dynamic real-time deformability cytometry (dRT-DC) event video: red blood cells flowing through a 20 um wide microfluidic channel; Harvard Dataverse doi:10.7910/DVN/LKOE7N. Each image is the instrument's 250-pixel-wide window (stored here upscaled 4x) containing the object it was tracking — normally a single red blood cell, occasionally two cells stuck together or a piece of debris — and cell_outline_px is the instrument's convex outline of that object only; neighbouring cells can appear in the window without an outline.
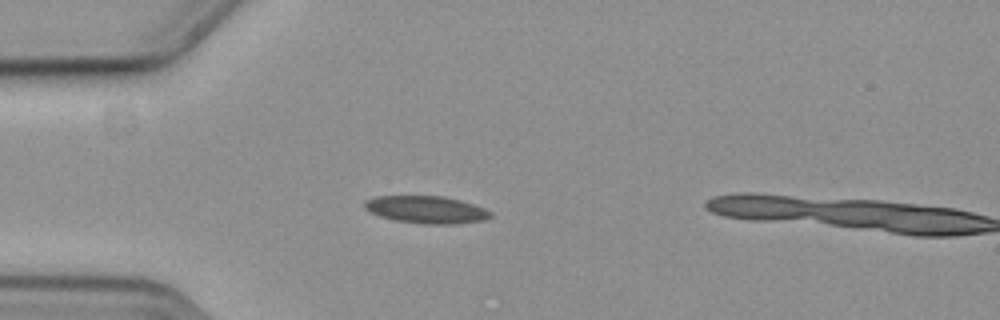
{"species": "common noctule bat (a hibernating species)", "species_latin": "Nyctalus noctula", "temperature_condition": "cold", "stored_images_in_passage": 11, "camera_frame_rate_fps": 3000, "um_per_image_px": 0.085, "animal": {"sex": "female", "body_mass_g": 19.3, "forearm_length_mm": 54.1}, "frame": {"image": 1, "passage_image": 10, "time_ms": 3.0, "image_size_px": [1000, 320], "cell_outline_px": [[492, 216], [484, 220], [456, 224], [424, 224], [396, 220], [380, 216], [368, 212], [364, 208], [364, 200], [376, 196], [444, 196], [460, 200], [484, 208], [492, 212]], "centroid_in_image_um": [36.22, 17.82], "position_along_channel_um": 48.8, "area_um2": 20.17}}